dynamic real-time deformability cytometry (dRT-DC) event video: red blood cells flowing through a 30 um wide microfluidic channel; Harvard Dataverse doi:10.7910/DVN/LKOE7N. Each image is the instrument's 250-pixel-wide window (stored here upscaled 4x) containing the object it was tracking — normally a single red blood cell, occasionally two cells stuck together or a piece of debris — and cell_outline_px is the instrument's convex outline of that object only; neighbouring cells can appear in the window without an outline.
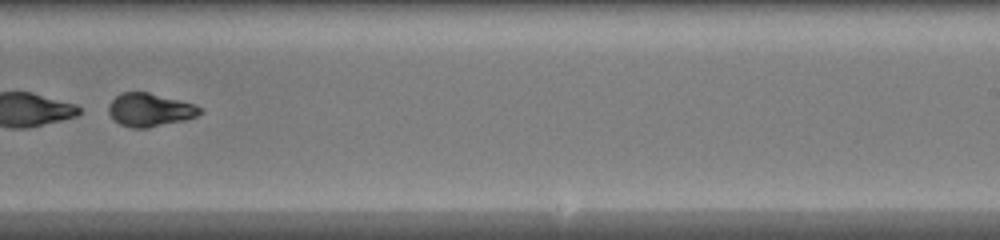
{"species": "common noctule bat (a hibernating species)", "species_latin": "Nyctalus noctula", "temperature_condition": "warm", "stored_images_in_passage": 44, "segment_of_instrument_passage": [2, 2], "camera_frame_rate_fps": 3000, "um_per_image_px": 0.085, "animal": {"sex": "female", "body_mass_g": 20.0, "forearm_length_mm": 54.0}, "frame": {"image": 1, "passage_image": 29, "time_ms": 9.333, "image_size_px": [1000, 240], "cell_outline_px": [[204, 112], [196, 116], [184, 120], [148, 128], [132, 128], [120, 124], [108, 112], [108, 104], [120, 92], [148, 92], [196, 104], [204, 108]], "centroid_in_image_um": [12.77, 9.33], "position_along_channel_um": 276.2, "area_um2": 17.8}}